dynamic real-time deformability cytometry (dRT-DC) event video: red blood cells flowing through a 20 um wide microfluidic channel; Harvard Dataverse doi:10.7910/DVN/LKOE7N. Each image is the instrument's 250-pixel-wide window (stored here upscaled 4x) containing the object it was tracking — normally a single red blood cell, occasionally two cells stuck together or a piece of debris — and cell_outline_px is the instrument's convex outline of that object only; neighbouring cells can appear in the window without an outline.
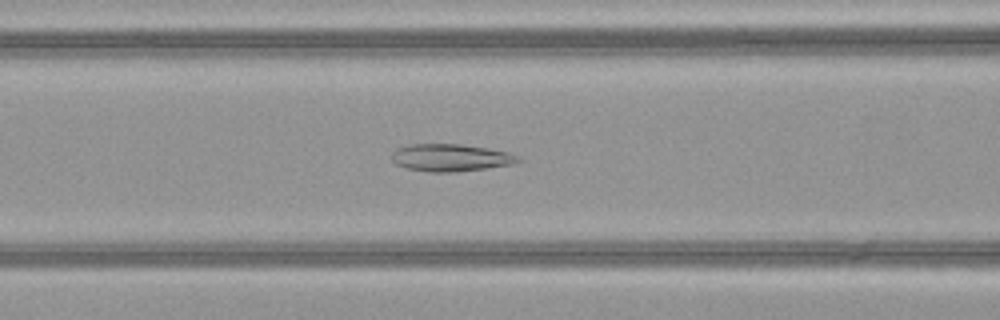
{"species": "common noctule bat (a hibernating species)", "species_latin": "Nyctalus noctula", "temperature_condition": "warm", "stored_images_in_passage": 35, "camera_frame_rate_fps": 3000, "um_per_image_px": 0.085, "animal": {"sex": "female", "body_mass_g": 21.9}, "frame": {"image": 1, "passage_image": 6, "time_ms": 1.667, "image_size_px": [1000, 320], "cell_outline_px": [[524, 160], [512, 164], [456, 172], [428, 172], [408, 168], [396, 164], [392, 160], [392, 152], [396, 148], [408, 144], [460, 144], [488, 148], [508, 152], [520, 156]], "centroid_in_image_um": [38.31, 13.39], "position_along_channel_um": 128.3, "area_um2": 20.23}}
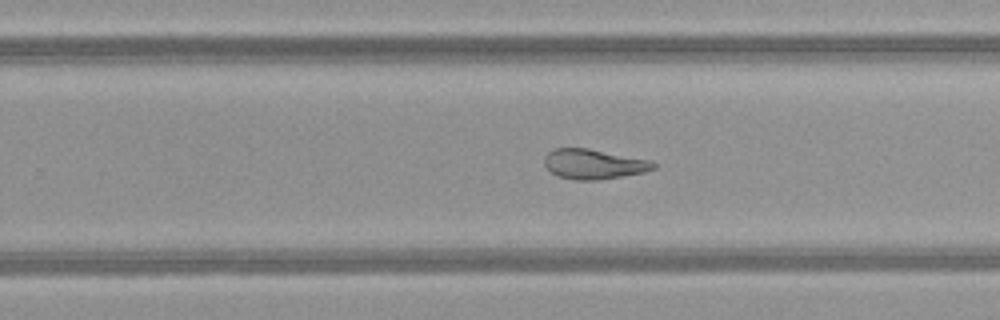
{"frame": {"image": 2, "passage_image": 17, "time_ms": 5.333, "image_size_px": [1000, 320], "cell_outline_px": [[656, 168], [644, 172], [600, 180], [572, 180], [556, 176], [544, 164], [544, 156], [552, 148], [588, 148], [652, 160], [656, 164]], "centroid_in_image_um": [50.46, 13.95], "position_along_channel_um": 279.3, "area_um2": 19.25}}
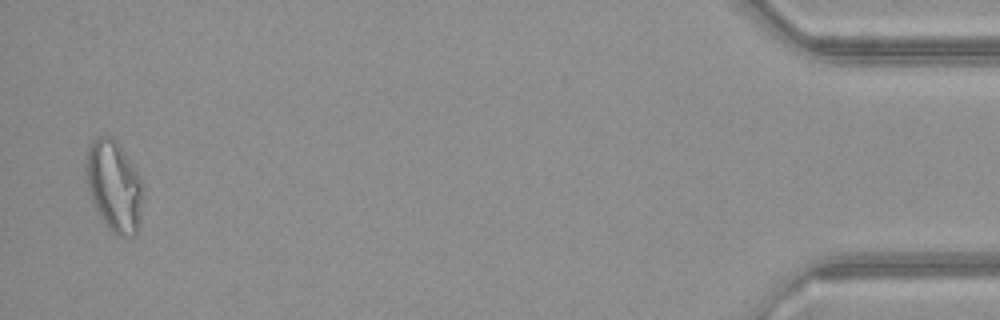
{"frame": {"image": 3, "passage_image": 34, "time_ms": 11.0, "image_size_px": [1000, 320], "cell_outline_px": [[144, 192], [140, 220], [136, 232], [132, 236], [116, 236], [108, 228], [100, 216], [92, 200], [84, 180], [84, 160], [88, 144], [96, 136], [112, 136], [116, 140], [132, 164], [144, 184]], "centroid_in_image_um": [9.67, 15.78], "position_along_channel_um": 425.5, "area_um2": 30.92}, "authors_computed_cell_mechanics": {"area_um2": 20.23, "velocity_mm_per_s": 4.1303, "shape_relaxation_time_tau1_ms": null, "shape_relaxation_time_tau2_ms": 1.937, "deformation_change_tau1": null, "deformation_change_tau2": 0.0798}}